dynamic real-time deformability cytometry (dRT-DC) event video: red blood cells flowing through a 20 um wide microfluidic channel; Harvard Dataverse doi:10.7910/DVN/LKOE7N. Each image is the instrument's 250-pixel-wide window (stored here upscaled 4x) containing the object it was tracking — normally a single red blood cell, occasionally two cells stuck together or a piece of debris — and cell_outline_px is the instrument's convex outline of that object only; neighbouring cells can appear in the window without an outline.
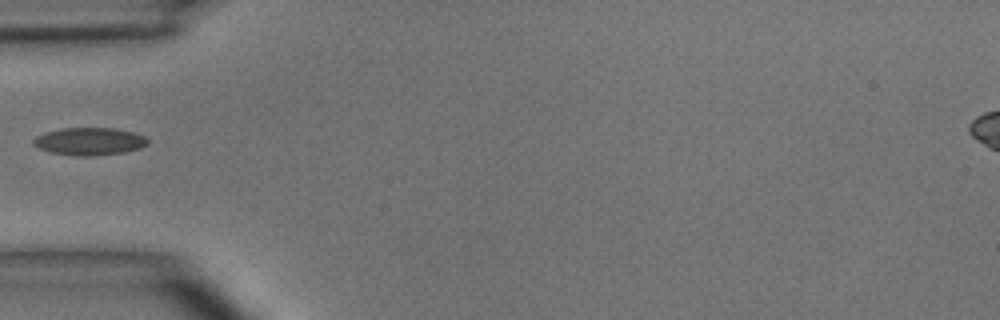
{"species": "common noctule bat (a hibernating species)", "species_latin": "Nyctalus noctula", "temperature_condition": "room temperature", "stored_images_in_passage": 2, "camera_frame_rate_fps": 3000, "um_per_image_px": 0.085, "animal": {"sex": "male", "body_mass_g": 15.6}, "frame": {"image": 1, "passage_image": 2, "time_ms": 1.0, "image_size_px": [1000, 320], "cell_outline_px": [[148, 144], [140, 148], [124, 152], [96, 156], [76, 156], [52, 152], [40, 148], [32, 144], [32, 140], [36, 136], [60, 128], [116, 128], [132, 132], [144, 136], [148, 140]], "centroid_in_image_um": [7.61, 12.02], "position_along_channel_um": 77.4, "area_um2": 18.32}}